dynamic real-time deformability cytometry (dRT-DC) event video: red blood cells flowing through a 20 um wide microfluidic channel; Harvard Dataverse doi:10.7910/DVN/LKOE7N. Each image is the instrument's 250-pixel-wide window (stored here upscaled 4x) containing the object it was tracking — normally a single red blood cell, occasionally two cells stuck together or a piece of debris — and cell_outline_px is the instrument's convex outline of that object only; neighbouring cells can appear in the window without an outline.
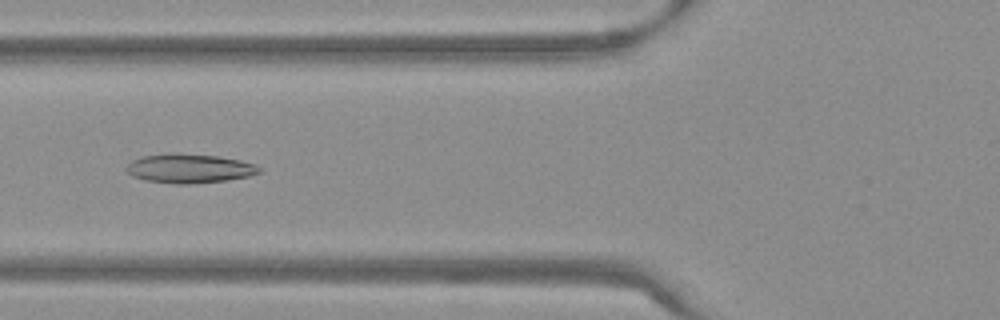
{"species": "Egyptian fruit bat (a non-hibernating species)", "species_latin": "Rousettus aegyptiacus", "temperature_condition": "warm", "stored_images_in_passage": 54, "camera_frame_rate_fps": 3000, "um_per_image_px": 0.085, "frame": {"image": 1, "passage_image": 21, "time_ms": 6.667, "image_size_px": [1000, 320], "cell_outline_px": [[264, 168], [260, 172], [248, 176], [228, 180], [188, 184], [176, 184], [144, 180], [132, 176], [124, 168], [132, 160], [144, 156], [176, 152], [216, 156], [240, 160], [256, 164]], "centroid_in_image_um": [16.11, 14.31], "position_along_channel_um": 109.7, "area_um2": 22.72}}
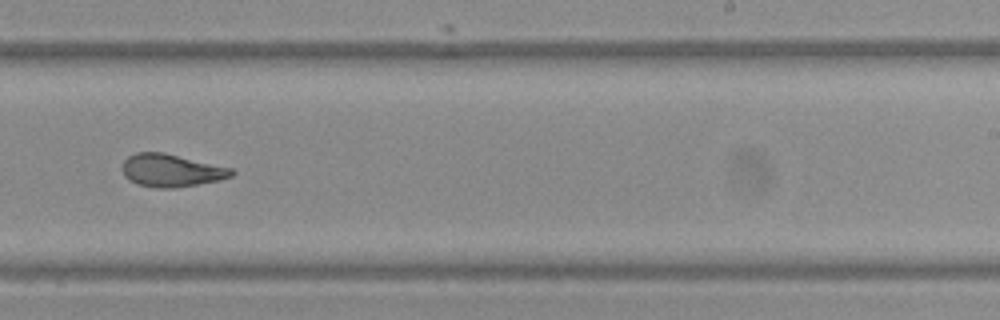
{"frame": {"image": 2, "passage_image": 34, "time_ms": 11.0, "image_size_px": [1000, 320], "cell_outline_px": [[236, 172], [232, 176], [220, 180], [172, 188], [156, 188], [136, 184], [124, 176], [120, 168], [124, 160], [128, 156], [136, 152], [164, 152], [232, 168]], "centroid_in_image_um": [14.53, 14.48], "position_along_channel_um": 274.5, "area_um2": 20.98}}
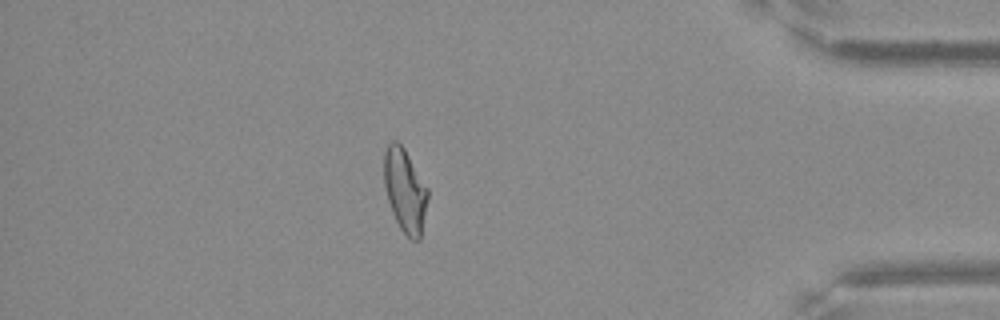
{"frame": {"image": 3, "passage_image": 47, "time_ms": 15.333, "image_size_px": [1000, 320], "cell_outline_px": [[428, 196], [420, 240], [412, 240], [400, 228], [392, 212], [388, 200], [384, 184], [384, 152], [388, 144], [392, 140], [396, 140], [404, 148], [428, 188]], "centroid_in_image_um": [34.42, 16.17], "position_along_channel_um": 400.8, "area_um2": 21.1}, "authors_computed_cell_mechanics": {"area_um2": 22.1663, "velocity_mm_per_s": 3.7952, "shape_relaxation_time_tau1_ms": 8.6068, "shape_relaxation_time_tau2_ms": 1.5847, "deformation_change_tau1": 0.2131, "deformation_change_tau2": 0.0806}}